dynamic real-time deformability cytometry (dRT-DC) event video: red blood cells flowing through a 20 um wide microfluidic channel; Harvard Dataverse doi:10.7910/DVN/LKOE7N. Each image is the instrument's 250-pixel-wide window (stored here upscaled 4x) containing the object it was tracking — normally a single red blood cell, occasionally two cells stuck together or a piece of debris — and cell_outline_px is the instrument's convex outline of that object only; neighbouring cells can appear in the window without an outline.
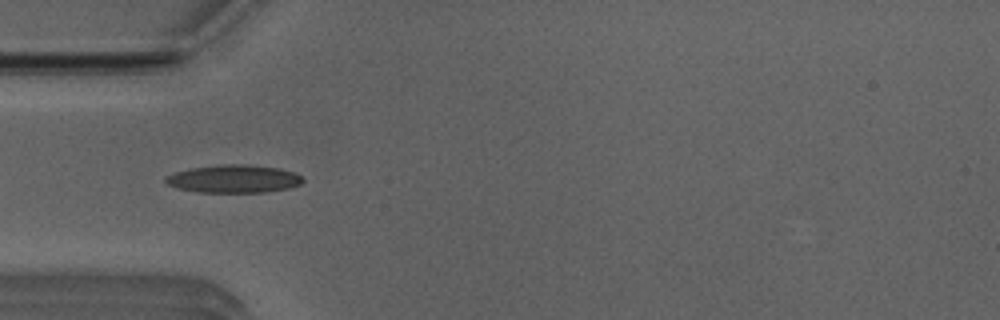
{"species": "Egyptian fruit bat (a non-hibernating species)", "species_latin": "Rousettus aegyptiacus", "temperature_condition": "room temperature", "stored_images_in_passage": 51, "camera_frame_rate_fps": 3000, "um_per_image_px": 0.085, "animal": {"sex": "male"}, "frame": {"image": 1, "passage_image": 15, "time_ms": 4.667, "image_size_px": [1000, 320], "cell_outline_px": [[304, 180], [300, 184], [288, 188], [264, 192], [196, 192], [176, 188], [168, 184], [164, 180], [164, 176], [176, 172], [192, 168], [220, 164], [248, 164], [280, 168], [292, 172], [300, 176]], "centroid_in_image_um": [19.84, 15.2], "position_along_channel_um": 65.2, "area_um2": 22.31}}
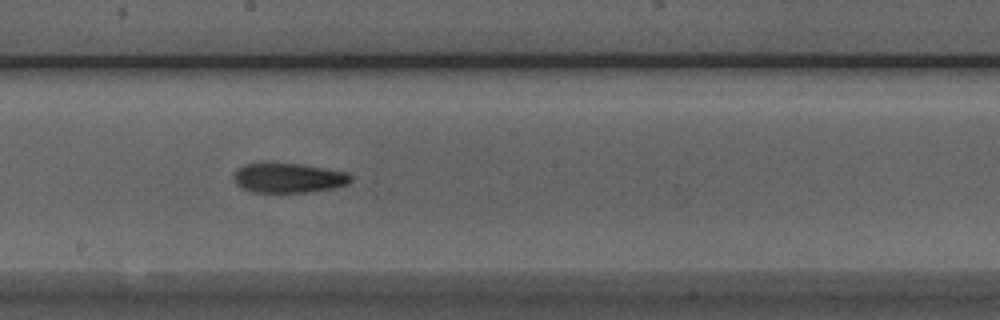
{"frame": {"image": 2, "passage_image": 27, "time_ms": 8.667, "image_size_px": [1000, 320], "cell_outline_px": [[352, 180], [348, 184], [332, 188], [308, 192], [252, 192], [240, 188], [236, 184], [232, 176], [236, 168], [244, 164], [300, 164], [348, 172], [352, 176]], "centroid_in_image_um": [24.5, 15.13], "position_along_channel_um": 223.7, "area_um2": 20.23}}
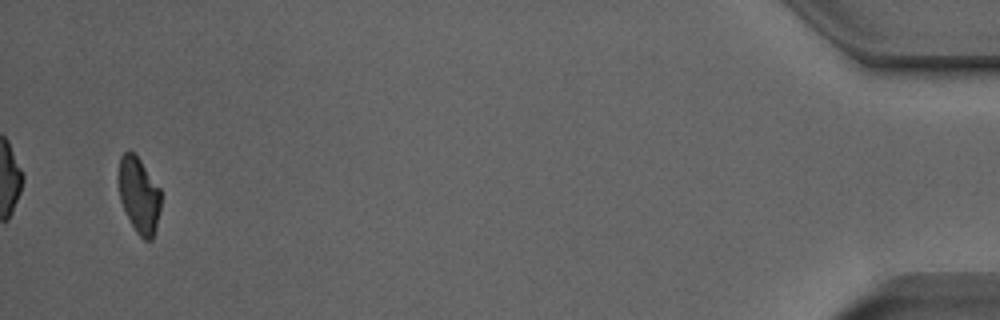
{"frame": {"image": 3, "passage_image": 49, "time_ms": 16.0, "image_size_px": [1000, 320], "cell_outline_px": [[160, 208], [152, 240], [144, 240], [136, 232], [120, 200], [120, 156], [124, 152], [132, 152], [140, 160], [160, 188]], "centroid_in_image_um": [11.83, 16.6], "position_along_channel_um": 423.4, "area_um2": 18.03}, "authors_computed_cell_mechanics": {"area_um2": 20.2878, "velocity_mm_per_s": 3.9614, "shape_relaxation_time_tau1_ms": 5.6084, "shape_relaxation_time_tau2_ms": 4.1579, "deformation_change_tau1": 0.181, "deformation_change_tau2": 0.1223}}